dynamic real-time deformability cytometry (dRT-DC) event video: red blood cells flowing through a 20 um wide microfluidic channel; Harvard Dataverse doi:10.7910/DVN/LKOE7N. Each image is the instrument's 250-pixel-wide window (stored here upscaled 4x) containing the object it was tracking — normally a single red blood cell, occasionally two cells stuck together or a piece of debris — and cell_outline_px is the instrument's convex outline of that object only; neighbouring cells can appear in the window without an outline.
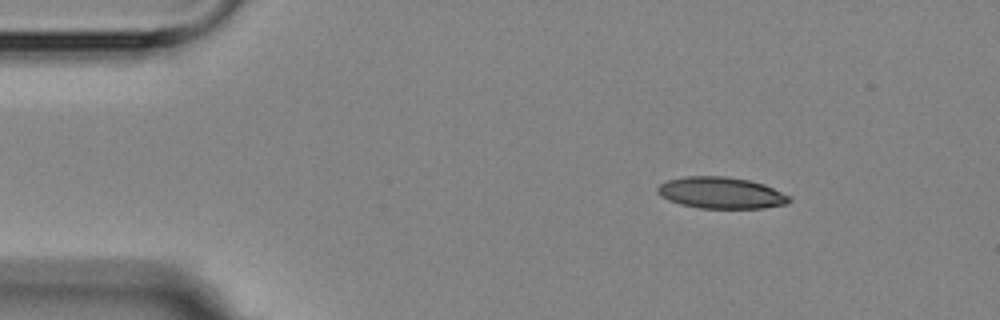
{"species": "Egyptian fruit bat (a non-hibernating species)", "species_latin": "Rousettus aegyptiacus", "temperature_condition": "room temperature", "stored_images_in_passage": 3, "camera_frame_rate_fps": 3000, "um_per_image_px": 0.085, "animal": {"sex": "female"}, "frame": {"image": 1, "passage_image": 1, "time_ms": 0.0, "image_size_px": [1000, 320], "cell_outline_px": [[792, 200], [784, 204], [764, 208], [700, 208], [680, 204], [668, 200], [660, 196], [656, 192], [656, 188], [660, 184], [668, 180], [684, 176], [724, 176], [748, 180], [764, 184], [792, 196]], "centroid_in_image_um": [61.28, 16.39], "position_along_channel_um": 23.7, "area_um2": 24.28}}